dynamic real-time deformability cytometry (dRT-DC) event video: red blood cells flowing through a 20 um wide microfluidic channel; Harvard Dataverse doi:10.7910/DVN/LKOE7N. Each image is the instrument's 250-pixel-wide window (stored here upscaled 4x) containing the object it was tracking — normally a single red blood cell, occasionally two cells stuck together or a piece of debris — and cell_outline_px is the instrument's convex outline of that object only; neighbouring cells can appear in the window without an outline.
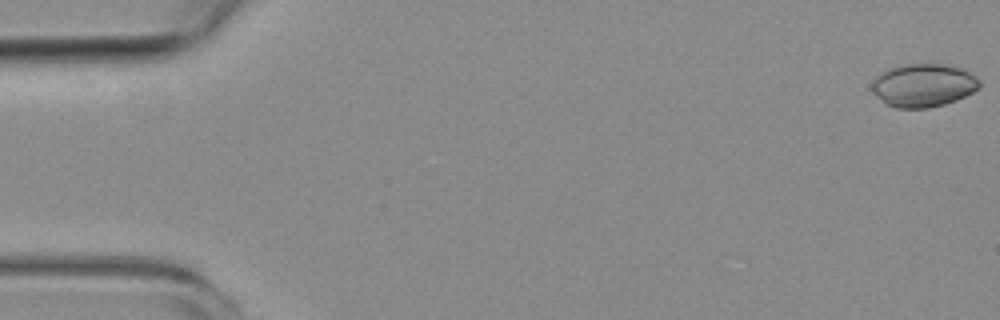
{"species": "common noctule bat (a hibernating species)", "species_latin": "Nyctalus noctula", "temperature_condition": "room temperature", "stored_images_in_passage": 5, "camera_frame_rate_fps": 3000, "um_per_image_px": 0.085, "animal": {"sex": "female", "body_mass_g": 19.3, "forearm_length_mm": 54.1}, "frame": {"image": 1, "passage_image": 1, "time_ms": 0.0, "image_size_px": [1000, 320], "cell_outline_px": [[980, 88], [956, 100], [944, 104], [928, 108], [896, 108], [884, 104], [872, 92], [872, 84], [876, 76], [880, 72], [888, 68], [900, 64], [944, 64], [960, 68], [976, 76], [980, 80]], "centroid_in_image_um": [78.46, 7.25], "position_along_channel_um": 6.5, "area_um2": 27.28}}
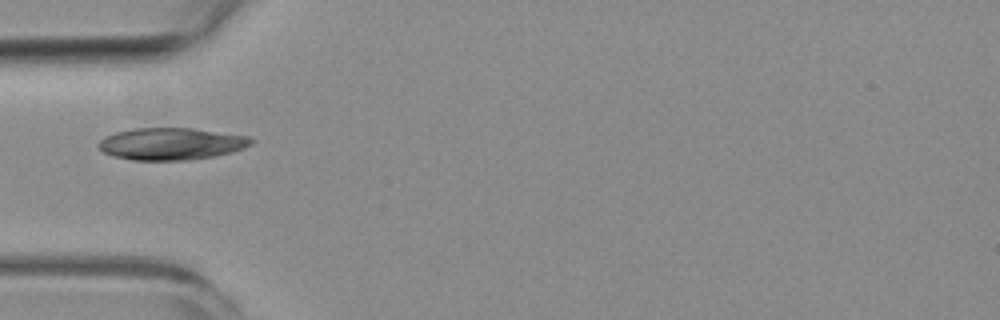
{"frame": {"image": 2, "passage_image": 5, "time_ms": 5.667, "image_size_px": [1000, 320], "cell_outline_px": [[256, 140], [252, 144], [244, 148], [232, 152], [212, 156], [188, 160], [132, 160], [112, 156], [104, 152], [96, 144], [104, 136], [116, 132], [132, 128], [192, 128], [248, 136]], "centroid_in_image_um": [14.54, 12.22], "position_along_channel_um": 70.5, "area_um2": 28.61}}